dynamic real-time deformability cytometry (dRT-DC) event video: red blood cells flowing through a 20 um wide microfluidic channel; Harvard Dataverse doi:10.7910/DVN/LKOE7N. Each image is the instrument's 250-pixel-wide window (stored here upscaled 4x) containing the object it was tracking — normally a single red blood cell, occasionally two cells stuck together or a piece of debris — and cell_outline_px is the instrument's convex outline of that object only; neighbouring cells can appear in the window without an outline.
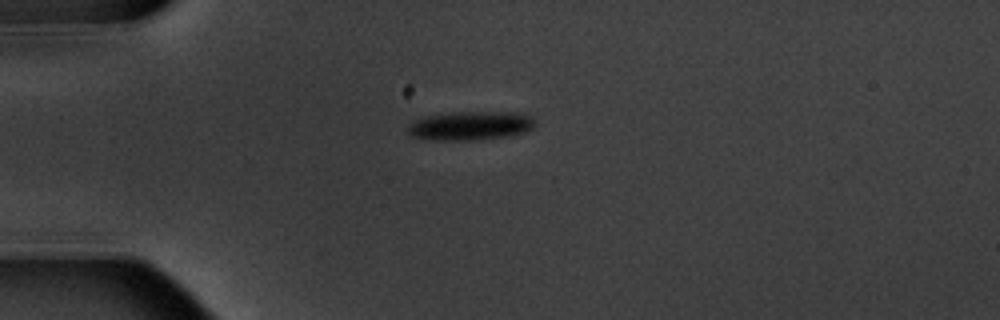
{"species": "common noctule bat (a hibernating species)", "species_latin": "Nyctalus noctula", "temperature_condition": "warm", "stored_images_in_passage": 4, "camera_frame_rate_fps": 3000, "um_per_image_px": 0.085, "animal": {"sex": "male", "body_mass_g": 20.1, "forearm_length_mm": 53.5}, "frame": {"image": 1, "passage_image": 1, "time_ms": 0.0, "image_size_px": [1000, 320], "cell_outline_px": [[536, 124], [532, 128], [524, 132], [508, 136], [476, 140], [424, 140], [412, 136], [408, 132], [408, 124], [424, 116], [452, 112], [516, 112], [532, 116], [536, 120]], "centroid_in_image_um": [39.98, 10.68], "position_along_channel_um": 45.0, "area_um2": 21.68}}